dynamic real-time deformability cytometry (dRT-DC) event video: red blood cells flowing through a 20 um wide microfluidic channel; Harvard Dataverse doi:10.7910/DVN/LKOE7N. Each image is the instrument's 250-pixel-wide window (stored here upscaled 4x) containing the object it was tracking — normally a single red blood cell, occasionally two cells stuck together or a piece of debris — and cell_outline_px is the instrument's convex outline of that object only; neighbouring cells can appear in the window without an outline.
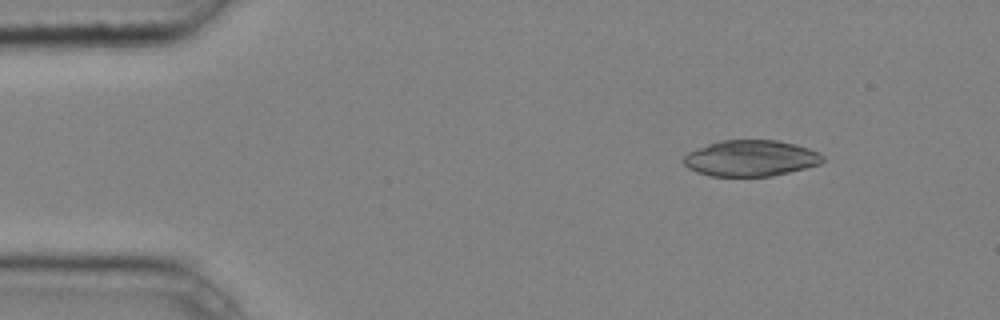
{"species": "common noctule bat (a hibernating species)", "species_latin": "Nyctalus noctula", "temperature_condition": "cold", "stored_images_in_passage": 4, "segment_of_instrument_passage": [2, 2], "camera_frame_rate_fps": 3000, "um_per_image_px": 0.085, "animal": {"sex": "male", "body_mass_g": 20.4}, "frame": {"image": 1, "passage_image": 4, "time_ms": 1.0, "image_size_px": [1000, 320], "cell_outline_px": [[824, 160], [820, 164], [772, 176], [708, 176], [696, 172], [688, 168], [680, 160], [688, 152], [708, 144], [720, 140], [776, 140], [796, 144], [820, 152], [824, 156]], "centroid_in_image_um": [63.79, 13.45], "position_along_channel_um": 21.2, "area_um2": 29.42}}